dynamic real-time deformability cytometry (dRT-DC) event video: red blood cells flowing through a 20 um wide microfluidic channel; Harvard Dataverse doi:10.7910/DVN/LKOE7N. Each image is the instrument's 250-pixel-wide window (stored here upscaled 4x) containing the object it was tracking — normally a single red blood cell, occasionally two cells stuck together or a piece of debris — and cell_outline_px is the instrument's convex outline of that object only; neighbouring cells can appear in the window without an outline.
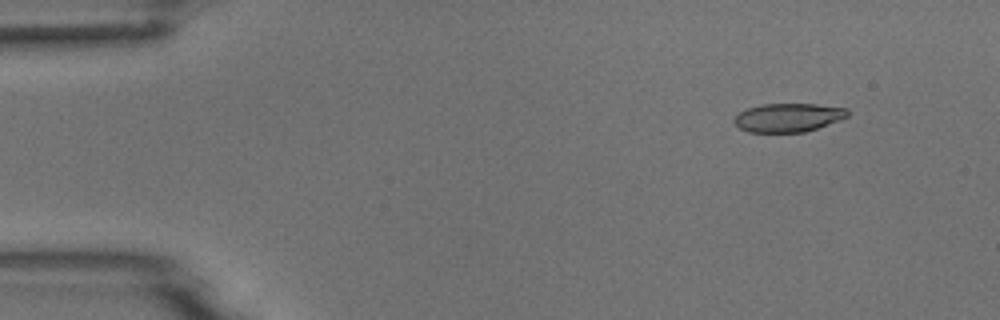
{"species": "common noctule bat (a hibernating species)", "species_latin": "Nyctalus noctula", "temperature_condition": "room temperature", "stored_images_in_passage": 48, "camera_frame_rate_fps": 3000, "um_per_image_px": 0.085, "animal": {"sex": "male", "body_mass_g": 18.8}, "frame": {"image": 1, "passage_image": 1, "time_ms": 0.0, "image_size_px": [1000, 320], "cell_outline_px": [[848, 116], [840, 120], [804, 132], [748, 132], [740, 128], [732, 120], [740, 112], [748, 108], [760, 104], [816, 104], [848, 108]], "centroid_in_image_um": [67.0, 9.99], "position_along_channel_um": 18.0, "area_um2": 18.84}}
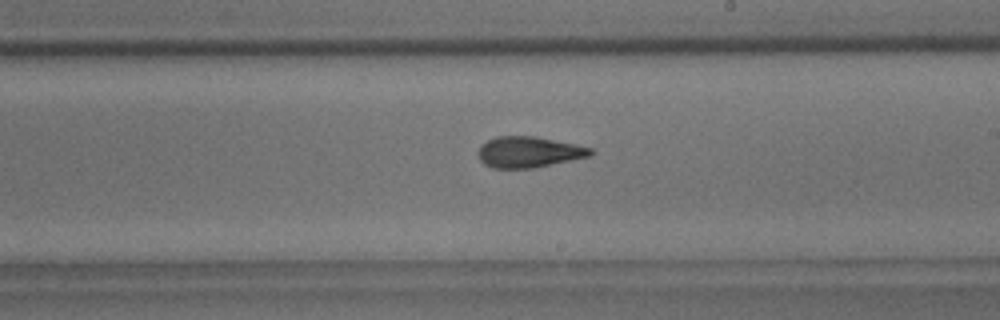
{"frame": {"image": 2, "passage_image": 26, "time_ms": 8.333, "image_size_px": [1000, 320], "cell_outline_px": [[596, 152], [592, 156], [536, 168], [492, 168], [484, 164], [480, 160], [476, 152], [480, 144], [496, 136], [536, 136], [576, 144], [592, 148]], "centroid_in_image_um": [44.96, 12.92], "position_along_channel_um": 244.0, "area_um2": 20.75}}
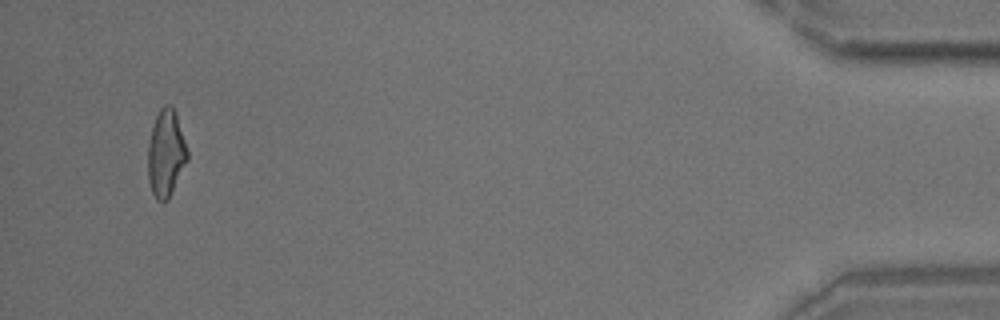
{"frame": {"image": 3, "passage_image": 46, "time_ms": 15.0, "image_size_px": [1000, 320], "cell_outline_px": [[188, 160], [168, 200], [156, 200], [152, 192], [148, 180], [148, 144], [152, 128], [156, 116], [160, 108], [164, 104], [172, 104], [176, 112], [188, 152]], "centroid_in_image_um": [14.11, 13.01], "position_along_channel_um": 421.1, "area_um2": 20.06}}